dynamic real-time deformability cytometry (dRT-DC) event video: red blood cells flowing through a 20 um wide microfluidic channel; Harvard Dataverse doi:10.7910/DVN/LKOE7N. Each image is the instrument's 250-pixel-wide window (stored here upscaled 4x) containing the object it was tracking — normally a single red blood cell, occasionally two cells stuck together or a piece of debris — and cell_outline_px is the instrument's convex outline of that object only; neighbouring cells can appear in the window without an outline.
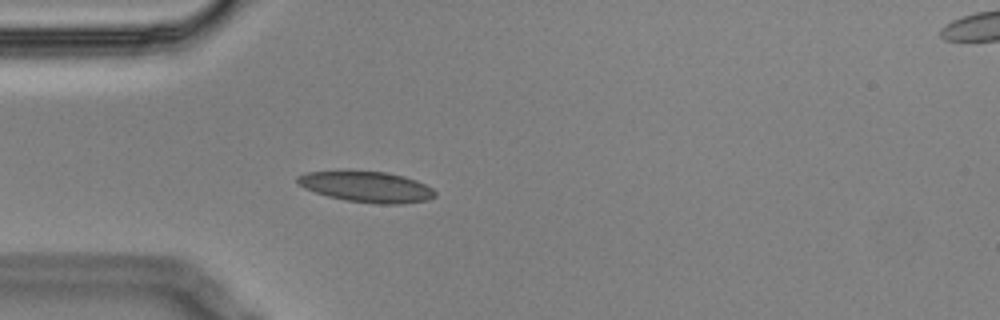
{"species": "Egyptian fruit bat (a non-hibernating species)", "species_latin": "Rousettus aegyptiacus", "temperature_condition": "cold", "stored_images_in_passage": 3, "camera_frame_rate_fps": 3000, "um_per_image_px": 0.085, "animal": {"sex": "male"}, "frame": {"image": 1, "passage_image": 3, "time_ms": 0.667, "image_size_px": [1000, 320], "cell_outline_px": [[436, 196], [428, 200], [400, 204], [376, 204], [344, 200], [328, 196], [304, 188], [296, 180], [296, 176], [308, 172], [384, 172], [404, 176], [416, 180], [432, 188], [436, 192]], "centroid_in_image_um": [31.21, 15.9], "position_along_channel_um": 53.8, "area_um2": 24.33}}